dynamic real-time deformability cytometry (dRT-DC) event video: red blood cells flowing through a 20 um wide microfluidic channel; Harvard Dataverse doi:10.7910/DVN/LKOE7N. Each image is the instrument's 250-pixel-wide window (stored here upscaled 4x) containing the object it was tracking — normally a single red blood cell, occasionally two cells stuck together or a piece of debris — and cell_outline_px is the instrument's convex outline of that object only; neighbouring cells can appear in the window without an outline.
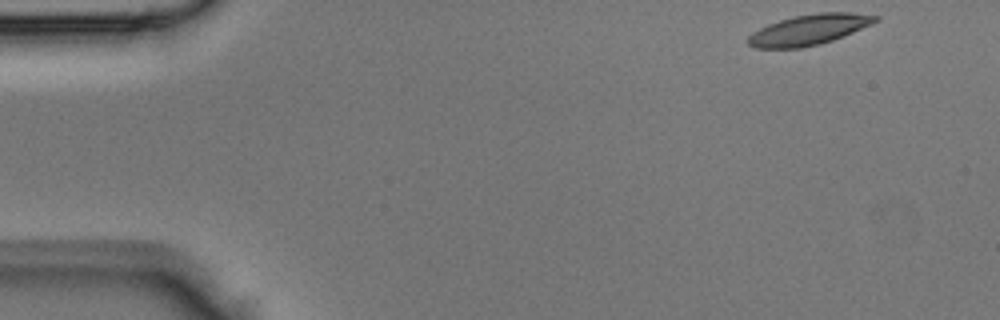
{"species": "Egyptian fruit bat (a non-hibernating species)", "species_latin": "Rousettus aegyptiacus", "temperature_condition": "room temperature", "stored_images_in_passage": 41, "camera_frame_rate_fps": 3000, "um_per_image_px": 0.085, "animal": {"sex": "male"}, "frame": {"image": 1, "passage_image": 1, "time_ms": 0.0, "image_size_px": [1000, 320], "cell_outline_px": [[880, 20], [872, 24], [844, 36], [820, 44], [800, 48], [756, 48], [748, 44], [748, 36], [752, 32], [768, 24], [780, 20], [796, 16], [820, 12], [852, 12], [880, 16]], "centroid_in_image_um": [68.8, 2.52], "position_along_channel_um": 16.2, "area_um2": 22.6}}
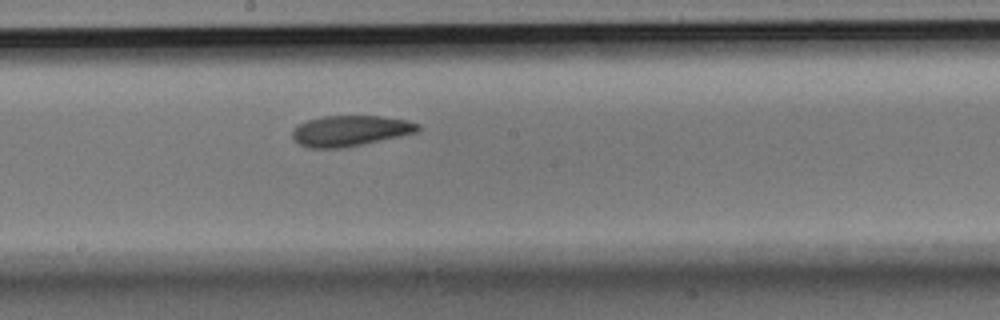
{"frame": {"image": 2, "passage_image": 21, "time_ms": 6.667, "image_size_px": [1000, 320], "cell_outline_px": [[420, 128], [416, 132], [400, 136], [344, 148], [308, 148], [300, 144], [292, 136], [292, 132], [296, 124], [320, 116], [380, 116], [408, 120], [420, 124]], "centroid_in_image_um": [29.75, 11.11], "position_along_channel_um": 218.4, "area_um2": 22.48}}
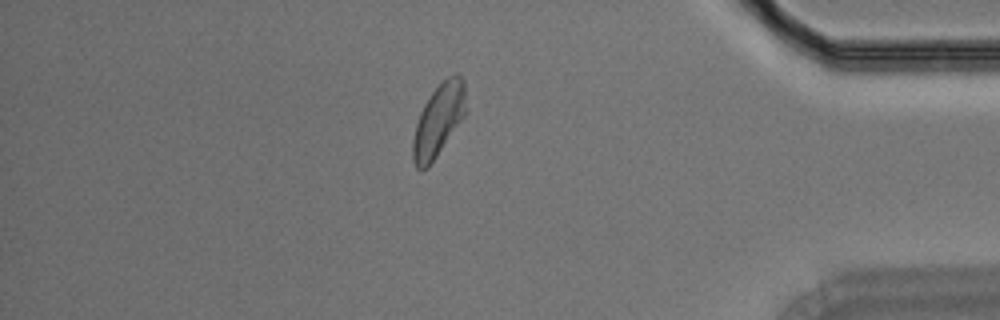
{"frame": {"image": 3, "passage_image": 35, "time_ms": 11.333, "image_size_px": [1000, 320], "cell_outline_px": [[464, 116], [428, 168], [416, 168], [412, 160], [412, 140], [416, 124], [420, 112], [424, 104], [432, 92], [448, 76], [456, 72], [464, 80]], "centroid_in_image_um": [37.24, 10.23], "position_along_channel_um": 398.0, "area_um2": 21.85}}